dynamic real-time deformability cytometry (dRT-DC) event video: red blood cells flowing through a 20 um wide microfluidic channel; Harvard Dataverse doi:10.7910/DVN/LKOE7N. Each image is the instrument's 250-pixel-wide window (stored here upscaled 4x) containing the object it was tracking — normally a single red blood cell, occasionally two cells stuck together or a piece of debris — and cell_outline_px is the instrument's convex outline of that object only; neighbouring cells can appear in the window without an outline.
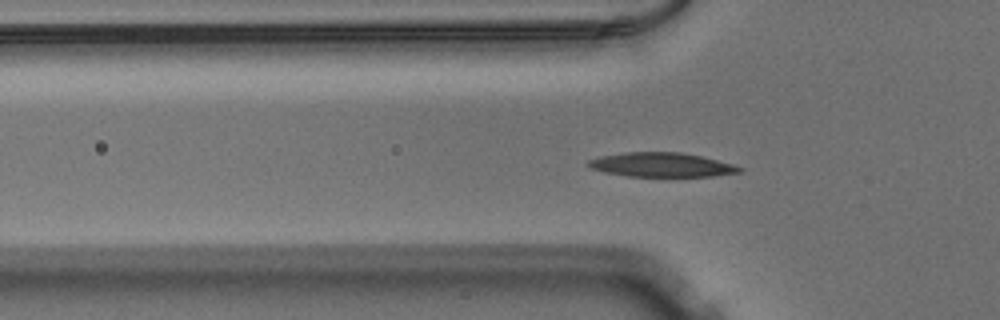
{"species": "Egyptian fruit bat (a non-hibernating species)", "species_latin": "Rousettus aegyptiacus", "temperature_condition": "warm", "stored_images_in_passage": 44, "camera_frame_rate_fps": 3000, "um_per_image_px": 0.085, "animal": {"sex": "male"}, "frame": {"image": 1, "passage_image": 8, "time_ms": 2.333, "image_size_px": [1000, 320], "cell_outline_px": [[744, 172], [712, 176], [628, 176], [604, 172], [588, 168], [584, 164], [588, 160], [600, 156], [624, 152], [680, 152], [700, 156], [732, 164], [744, 168]], "centroid_in_image_um": [56.18, 14.01], "position_along_channel_um": 69.6, "area_um2": 21.44}}
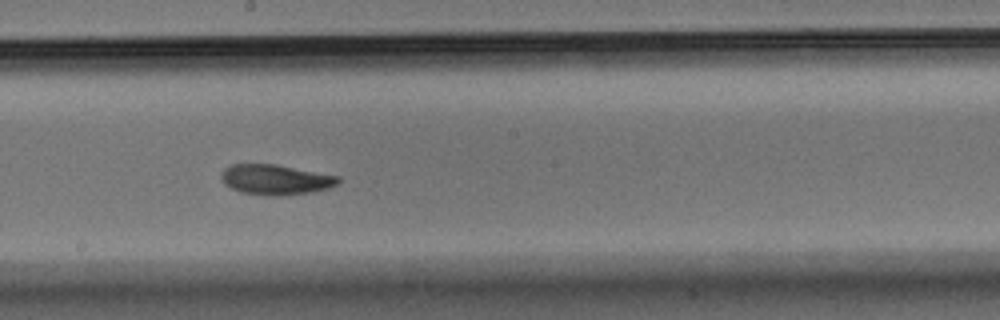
{"frame": {"image": 2, "passage_image": 20, "time_ms": 6.333, "image_size_px": [1000, 320], "cell_outline_px": [[340, 180], [336, 184], [328, 188], [312, 192], [280, 196], [272, 196], [240, 192], [224, 184], [220, 176], [220, 172], [224, 168], [232, 164], [276, 164], [340, 176]], "centroid_in_image_um": [23.4, 15.26], "position_along_channel_um": 224.8, "area_um2": 20.69}}
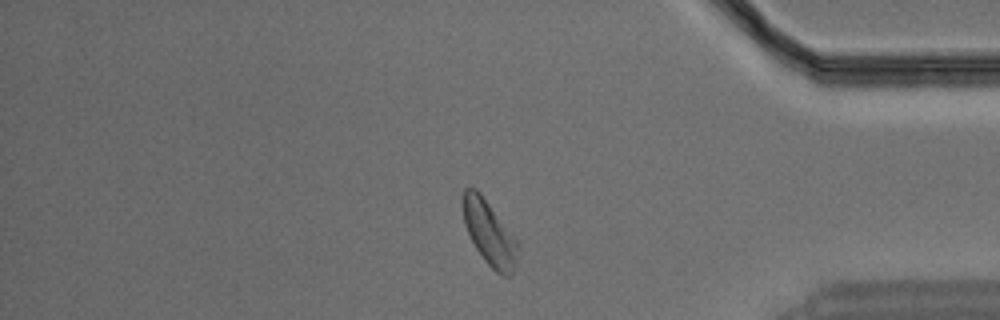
{"frame": {"image": 3, "passage_image": 35, "time_ms": 11.333, "image_size_px": [1000, 320], "cell_outline_px": [[520, 244], [516, 268], [512, 276], [500, 276], [484, 260], [476, 248], [464, 224], [464, 188], [476, 188], [480, 192]], "centroid_in_image_um": [41.65, 19.88], "position_along_channel_um": 393.5, "area_um2": 20.52}}